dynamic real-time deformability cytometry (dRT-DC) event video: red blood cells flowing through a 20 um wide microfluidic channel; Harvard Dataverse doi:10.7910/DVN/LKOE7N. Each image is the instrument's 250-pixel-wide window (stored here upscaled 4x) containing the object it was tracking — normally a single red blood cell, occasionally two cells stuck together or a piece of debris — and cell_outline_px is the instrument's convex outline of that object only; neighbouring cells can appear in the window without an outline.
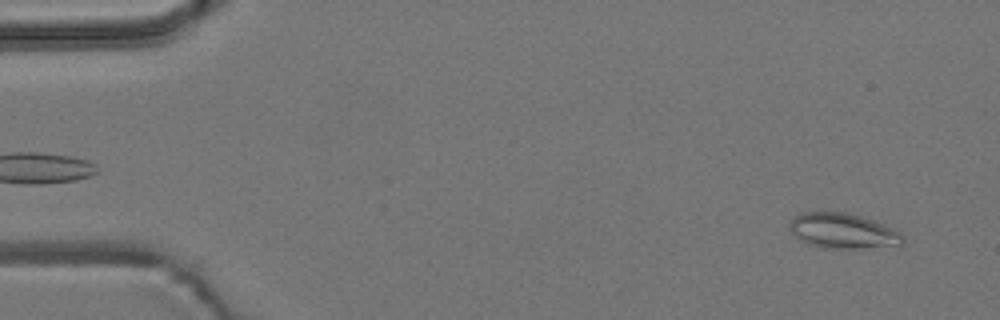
{"species": "common noctule bat (a hibernating species)", "species_latin": "Nyctalus noctula", "temperature_condition": "room temperature", "stored_images_in_passage": 55, "camera_frame_rate_fps": 3000, "um_per_image_px": 0.085, "animal": {"sex": "male", "body_mass_g": 19.2, "forearm_length_mm": 51.8}, "frame": {"image": 1, "passage_image": 3, "time_ms": 0.667, "image_size_px": [1000, 320], "cell_outline_px": [[904, 244], [856, 248], [820, 248], [808, 244], [800, 240], [788, 228], [788, 224], [792, 216], [800, 212], [844, 212], [860, 216], [872, 220], [892, 228], [900, 232], [904, 236]], "centroid_in_image_um": [71.58, 19.62], "position_along_channel_um": 13.4, "area_um2": 23.24}}
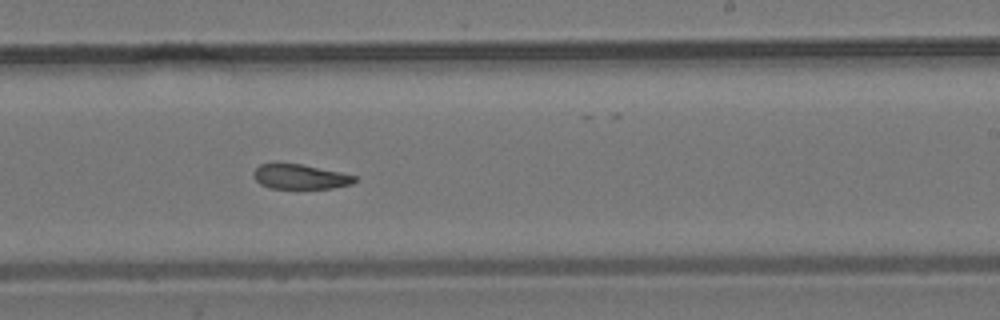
{"frame": {"image": 2, "passage_image": 33, "time_ms": 10.667, "image_size_px": [1000, 320], "cell_outline_px": [[356, 180], [352, 184], [332, 188], [268, 188], [260, 184], [252, 176], [252, 172], [260, 164], [300, 164], [340, 172], [356, 176]], "centroid_in_image_um": [25.49, 15.03], "position_along_channel_um": 263.5, "area_um2": 14.45}}
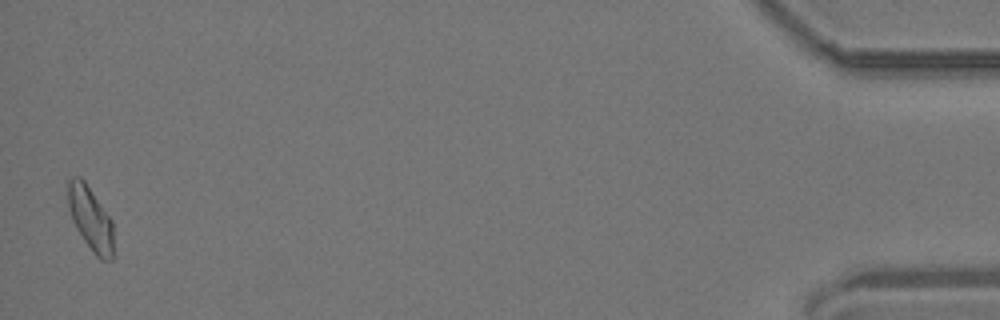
{"frame": {"image": 3, "passage_image": 54, "time_ms": 17.667, "image_size_px": [1000, 320], "cell_outline_px": [[112, 260], [100, 260], [96, 256], [84, 240], [76, 228], [72, 220], [68, 208], [68, 180], [72, 176], [80, 176], [84, 180], [112, 220]], "centroid_in_image_um": [7.67, 18.55], "position_along_channel_um": 427.5, "area_um2": 16.76}, "authors_computed_cell_mechanics": {"area_um2": 16.473, "velocity_mm_per_s": 3.7018, "shape_relaxation_time_tau1_ms": null, "shape_relaxation_time_tau2_ms": 4.3604, "deformation_change_tau1": null, "deformation_change_tau2": 0.1189}}